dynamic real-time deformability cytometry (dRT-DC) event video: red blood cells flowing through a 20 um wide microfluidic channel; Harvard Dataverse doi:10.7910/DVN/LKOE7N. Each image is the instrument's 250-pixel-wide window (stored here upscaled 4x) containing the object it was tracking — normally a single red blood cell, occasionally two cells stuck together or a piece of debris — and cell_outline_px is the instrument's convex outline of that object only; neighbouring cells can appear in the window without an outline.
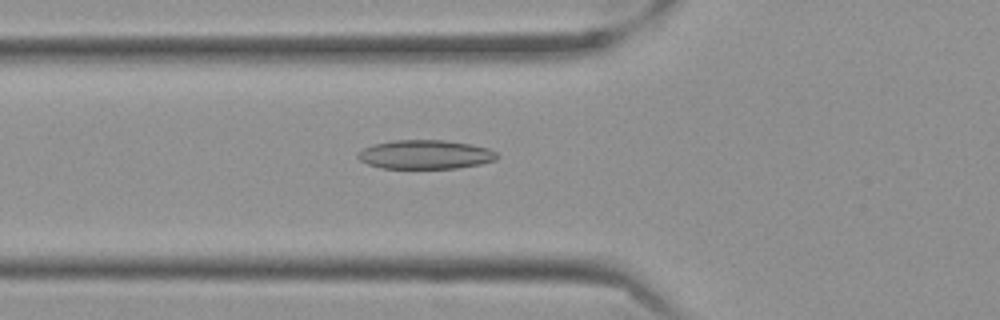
{"species": "Egyptian fruit bat (a non-hibernating species)", "species_latin": "Rousettus aegyptiacus", "temperature_condition": "cold", "stored_images_in_passage": 42, "camera_frame_rate_fps": 3000, "um_per_image_px": 0.085, "frame": {"image": 1, "passage_image": 5, "time_ms": 1.333, "image_size_px": [1000, 320], "cell_outline_px": [[500, 156], [496, 160], [480, 164], [456, 168], [380, 168], [368, 164], [360, 160], [356, 156], [356, 152], [372, 144], [392, 140], [444, 140], [472, 144], [488, 148], [496, 152]], "centroid_in_image_um": [36.14, 13.13], "position_along_channel_um": 89.7, "area_um2": 23.7}}
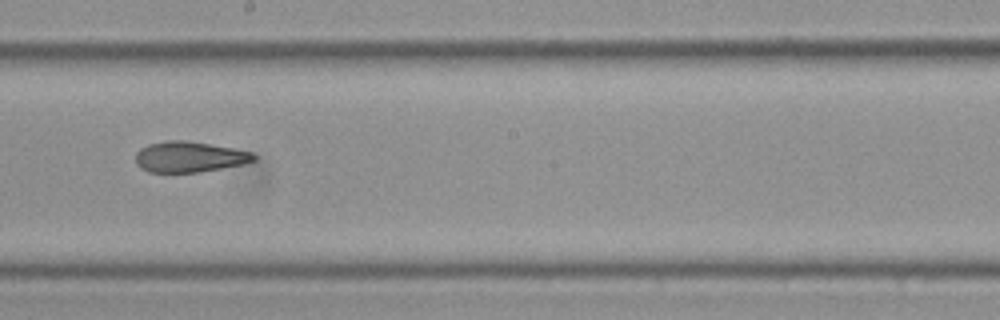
{"frame": {"image": 2, "passage_image": 17, "time_ms": 5.333, "image_size_px": [1000, 320], "cell_outline_px": [[256, 160], [244, 164], [200, 172], [148, 172], [140, 168], [136, 164], [136, 152], [140, 148], [148, 144], [168, 140], [184, 140], [232, 148], [252, 152], [256, 156]], "centroid_in_image_um": [16.08, 13.34], "position_along_channel_um": 232.1, "area_um2": 21.15}}
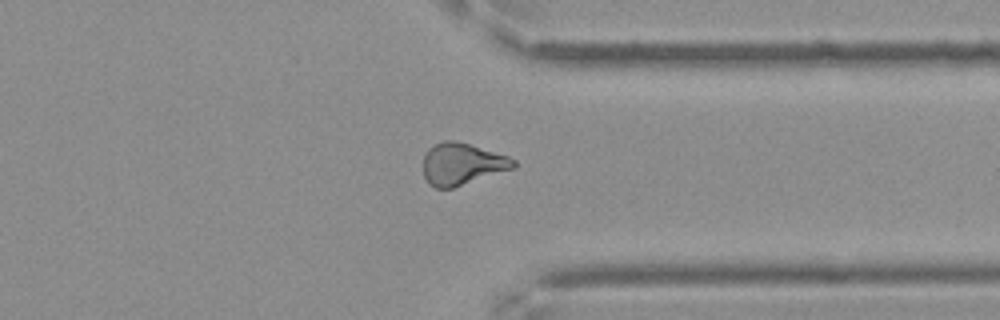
{"frame": {"image": 3, "passage_image": 29, "time_ms": 9.333, "image_size_px": [1000, 320], "cell_outline_px": [[516, 168], [452, 188], [436, 188], [424, 176], [424, 156], [428, 148], [444, 140], [452, 140], [468, 144], [508, 156], [516, 160]], "centroid_in_image_um": [39.3, 13.94], "position_along_channel_um": 372.1, "area_um2": 21.79}, "authors_computed_cell_mechanics": {"area_um2": 21.8773, "velocity_mm_per_s": 3.5347, "shape_relaxation_time_tau1_ms": 7.1879, "shape_relaxation_time_tau2_ms": 4.3605, "deformation_change_tau1": 0.1521, "deformation_change_tau2": 0.1195}}